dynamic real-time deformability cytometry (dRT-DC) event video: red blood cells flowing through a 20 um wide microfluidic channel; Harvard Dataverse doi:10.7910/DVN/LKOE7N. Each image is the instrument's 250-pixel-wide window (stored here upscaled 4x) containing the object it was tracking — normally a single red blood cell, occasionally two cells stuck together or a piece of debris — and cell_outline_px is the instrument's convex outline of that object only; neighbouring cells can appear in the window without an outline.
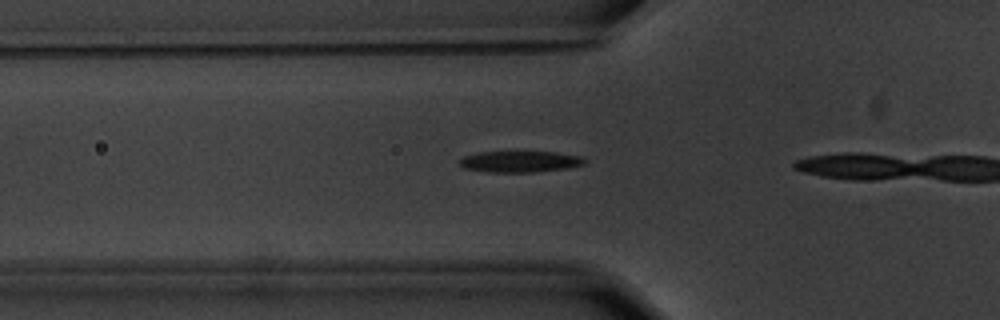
{"species": "common noctule bat (a hibernating species)", "species_latin": "Nyctalus noctula", "temperature_condition": "warm", "stored_images_in_passage": 8, "camera_frame_rate_fps": 3000, "um_per_image_px": 0.085, "animal": {"sex": "male", "body_mass_g": 20.1, "forearm_length_mm": 53.5}, "frame": {"image": 1, "passage_image": 6, "time_ms": 1.667, "image_size_px": [1000, 320], "cell_outline_px": [[584, 164], [568, 168], [536, 172], [488, 172], [464, 168], [460, 164], [460, 160], [464, 156], [480, 152], [556, 152], [580, 156], [584, 160]], "centroid_in_image_um": [44.19, 13.74], "position_along_channel_um": 81.6, "area_um2": 15.32}}